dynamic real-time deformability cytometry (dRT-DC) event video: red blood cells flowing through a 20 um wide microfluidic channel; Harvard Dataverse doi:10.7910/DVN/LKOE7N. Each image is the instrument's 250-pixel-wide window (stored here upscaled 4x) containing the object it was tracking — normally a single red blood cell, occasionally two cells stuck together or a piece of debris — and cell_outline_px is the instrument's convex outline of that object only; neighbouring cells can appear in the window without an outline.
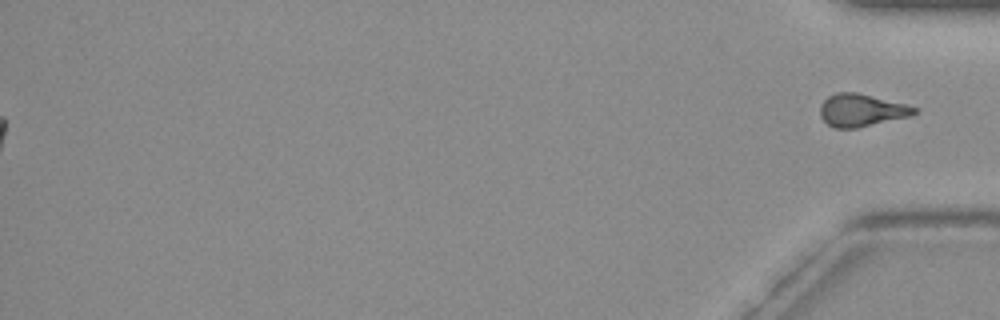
{"species": "common noctule bat (a hibernating species)", "species_latin": "Nyctalus noctula", "temperature_condition": "warm", "stored_images_in_passage": 55, "segment_of_instrument_passage": [2, 2], "camera_frame_rate_fps": 3000, "um_per_image_px": 0.085, "animal": {"sex": "female", "body_mass_g": 19.3, "forearm_length_mm": 54.1}, "frame": {"image": 1, "passage_image": 55, "time_ms": 18.0, "image_size_px": [1000, 320], "cell_outline_px": [[916, 112], [908, 116], [856, 128], [836, 128], [828, 124], [820, 116], [820, 104], [828, 96], [836, 92], [856, 92], [904, 104], [916, 108]], "centroid_in_image_um": [73.15, 9.36], "position_along_channel_um": 362.1, "area_um2": 17.46}}